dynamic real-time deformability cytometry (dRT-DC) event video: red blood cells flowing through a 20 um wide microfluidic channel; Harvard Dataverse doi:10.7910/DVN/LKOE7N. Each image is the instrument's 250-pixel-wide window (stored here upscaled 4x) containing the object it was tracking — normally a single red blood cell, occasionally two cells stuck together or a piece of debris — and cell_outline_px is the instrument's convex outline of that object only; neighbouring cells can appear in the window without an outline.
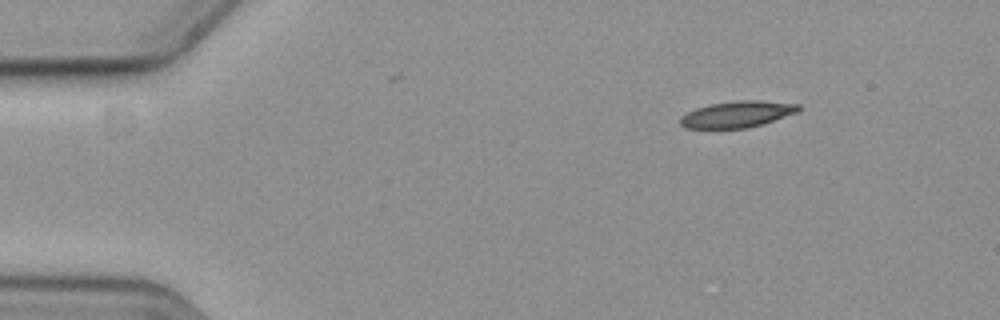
{"species": "common noctule bat (a hibernating species)", "species_latin": "Nyctalus noctula", "temperature_condition": "cold", "stored_images_in_passage": 51, "camera_frame_rate_fps": 3000, "um_per_image_px": 0.085, "animal": {"sex": "female", "body_mass_g": 19.3, "forearm_length_mm": 54.1}, "frame": {"image": 1, "passage_image": 1, "time_ms": 0.0, "image_size_px": [1000, 320], "cell_outline_px": [[800, 108], [796, 112], [764, 124], [748, 128], [684, 128], [680, 124], [680, 116], [696, 108], [708, 104], [736, 100], [760, 100], [800, 104]], "centroid_in_image_um": [62.64, 9.71], "position_along_channel_um": 22.4, "area_um2": 18.26}}
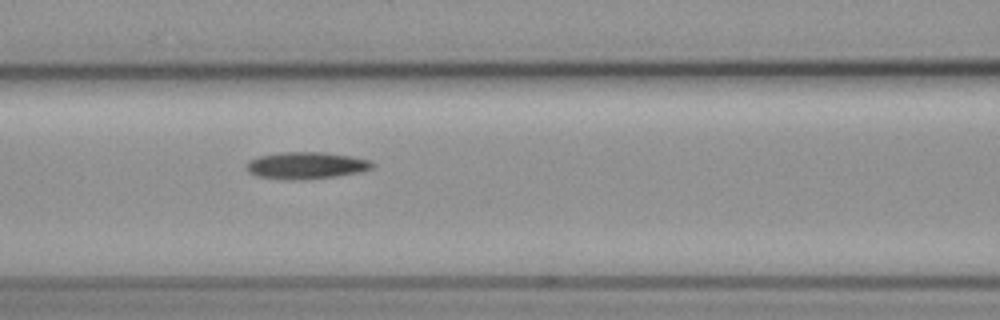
{"frame": {"image": 2, "passage_image": 18, "time_ms": 5.667, "image_size_px": [1000, 320], "cell_outline_px": [[376, 164], [372, 168], [360, 172], [336, 176], [308, 180], [284, 180], [260, 176], [248, 172], [244, 168], [248, 160], [260, 156], [280, 152], [324, 152], [352, 156], [368, 160]], "centroid_in_image_um": [26.01, 14.07], "position_along_channel_um": 140.6, "area_um2": 20.0}}
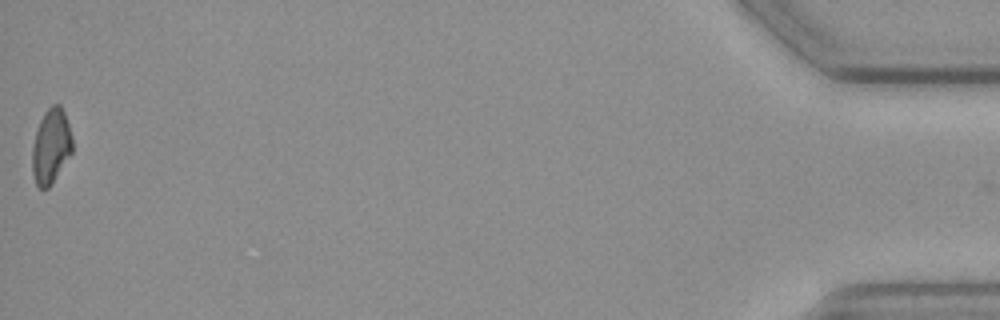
{"frame": {"image": 3, "passage_image": 51, "time_ms": 16.667, "image_size_px": [1000, 320], "cell_outline_px": [[72, 152], [52, 184], [48, 188], [40, 188], [36, 184], [32, 172], [32, 148], [36, 132], [40, 120], [44, 112], [52, 104], [60, 104], [64, 112], [72, 136]], "centroid_in_image_um": [4.33, 12.43], "position_along_channel_um": 430.9, "area_um2": 17.46}, "authors_computed_cell_mechanics": {"area_um2": 18.496, "velocity_mm_per_s": 3.5768, "shape_relaxation_time_tau1_ms": 9.5248, "shape_relaxation_time_tau2_ms": null, "deformation_change_tau1": 0.1565, "deformation_change_tau2": null}}